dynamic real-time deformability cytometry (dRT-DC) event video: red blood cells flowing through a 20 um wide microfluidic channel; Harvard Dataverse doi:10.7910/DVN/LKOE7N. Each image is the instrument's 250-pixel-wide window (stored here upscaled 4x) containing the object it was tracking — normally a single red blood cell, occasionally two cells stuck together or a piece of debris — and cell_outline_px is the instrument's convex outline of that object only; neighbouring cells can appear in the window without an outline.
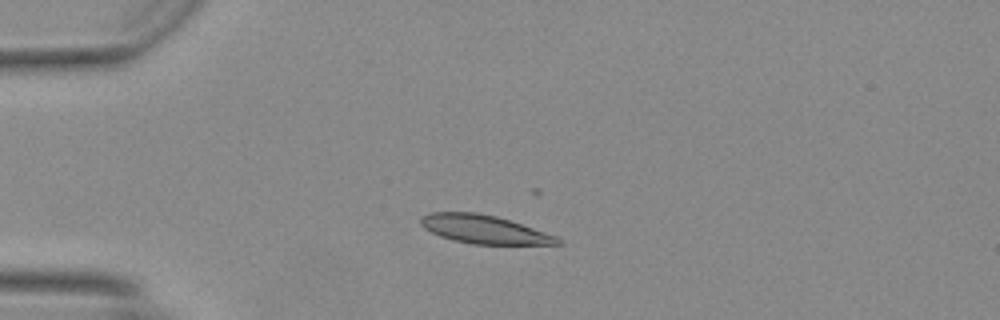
{"species": "Egyptian fruit bat (a non-hibernating species)", "species_latin": "Rousettus aegyptiacus", "temperature_condition": "warm", "stored_images_in_passage": 47, "camera_frame_rate_fps": 3000, "um_per_image_px": 0.085, "animal": {"sex": "female"}, "frame": {"image": 1, "passage_image": 11, "time_ms": 3.333, "image_size_px": [1000, 320], "cell_outline_px": [[564, 244], [472, 244], [452, 240], [440, 236], [424, 228], [420, 224], [420, 216], [428, 212], [476, 212], [496, 216], [556, 236]], "centroid_in_image_um": [41.08, 19.49], "position_along_channel_um": 43.9, "area_um2": 22.48}}
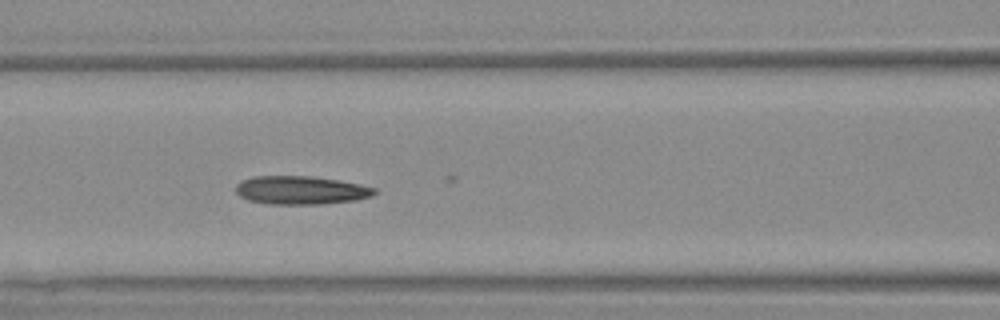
{"frame": {"image": 2, "passage_image": 20, "time_ms": 6.333, "image_size_px": [1000, 320], "cell_outline_px": [[376, 192], [372, 196], [356, 200], [320, 204], [268, 204], [248, 200], [240, 196], [236, 192], [236, 184], [240, 180], [252, 176], [312, 176], [360, 184], [376, 188]], "centroid_in_image_um": [25.54, 16.16], "position_along_channel_um": 141.1, "area_um2": 23.0}}
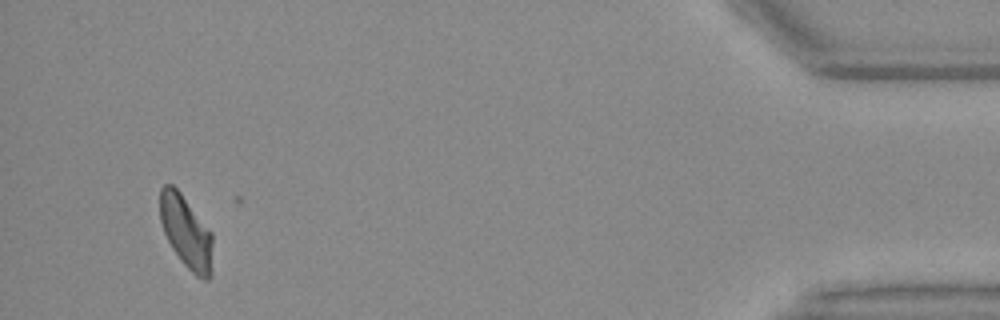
{"frame": {"image": 3, "passage_image": 45, "time_ms": 14.667, "image_size_px": [1000, 320], "cell_outline_px": [[212, 276], [208, 280], [204, 280], [196, 276], [184, 264], [172, 248], [164, 232], [160, 220], [160, 188], [164, 184], [172, 184], [180, 192], [212, 232]], "centroid_in_image_um": [15.83, 19.73], "position_along_channel_um": 419.4, "area_um2": 22.31}, "authors_computed_cell_mechanics": {"area_um2": 22.4264, "velocity_mm_per_s": 4.1924, "shape_relaxation_time_tau1_ms": null, "shape_relaxation_time_tau2_ms": 1.9302, "deformation_change_tau1": null, "deformation_change_tau2": 0.1046}}